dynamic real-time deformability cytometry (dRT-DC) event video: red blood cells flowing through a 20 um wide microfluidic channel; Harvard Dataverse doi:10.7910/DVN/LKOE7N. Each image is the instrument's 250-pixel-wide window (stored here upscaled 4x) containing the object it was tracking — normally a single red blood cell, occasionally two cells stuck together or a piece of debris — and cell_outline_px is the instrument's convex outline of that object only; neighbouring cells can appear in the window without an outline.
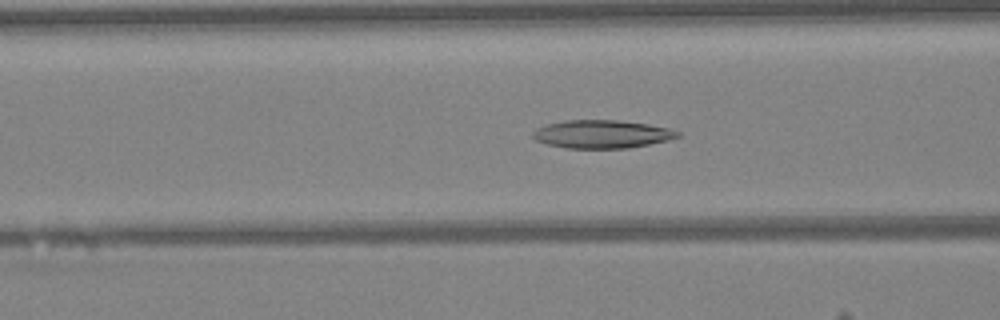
{"species": "Egyptian fruit bat (a non-hibernating species)", "species_latin": "Rousettus aegyptiacus", "temperature_condition": "warm", "stored_images_in_passage": 46, "camera_frame_rate_fps": 3000, "um_per_image_px": 0.085, "animal": {"sex": "female"}, "frame": {"image": 1, "passage_image": 17, "time_ms": 5.333, "image_size_px": [1000, 320], "cell_outline_px": [[680, 136], [668, 140], [628, 148], [564, 148], [548, 144], [536, 140], [532, 136], [532, 132], [536, 128], [544, 124], [564, 120], [620, 120], [648, 124], [668, 128], [680, 132]], "centroid_in_image_um": [51.13, 11.39], "position_along_channel_um": 115.5, "area_um2": 23.81}}
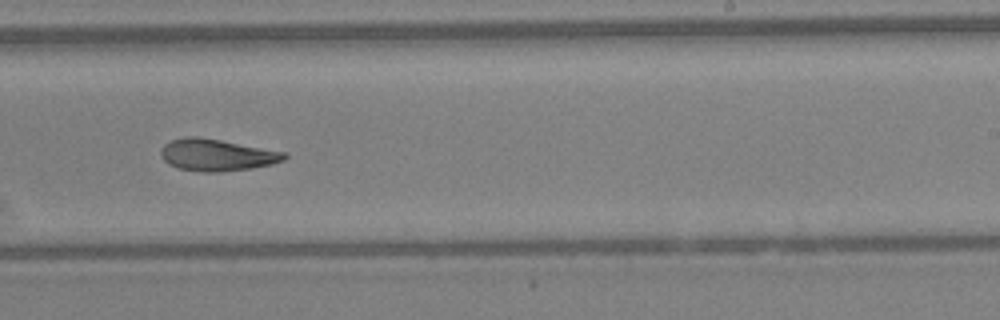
{"frame": {"image": 2, "passage_image": 28, "time_ms": 9.0, "image_size_px": [1000, 320], "cell_outline_px": [[288, 156], [284, 160], [272, 164], [252, 168], [220, 172], [200, 172], [176, 168], [168, 164], [160, 156], [160, 148], [164, 144], [172, 140], [188, 136], [196, 136], [220, 140], [288, 152]], "centroid_in_image_um": [18.42, 13.18], "position_along_channel_um": 270.6, "area_um2": 23.18}}
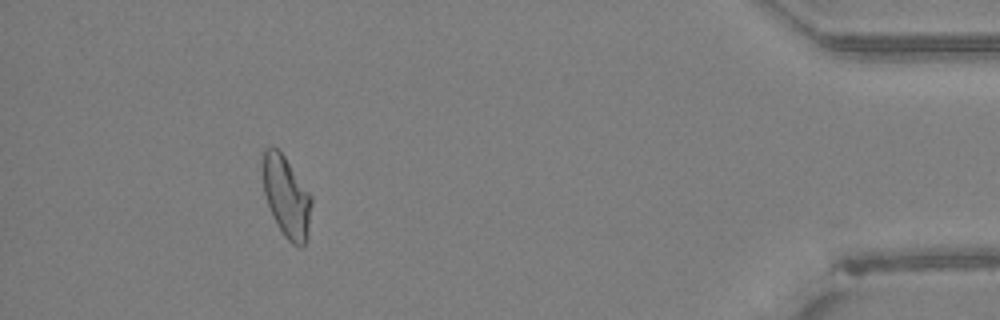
{"frame": {"image": 3, "passage_image": 42, "time_ms": 13.667, "image_size_px": [1000, 320], "cell_outline_px": [[312, 204], [308, 236], [304, 244], [300, 248], [292, 244], [284, 236], [272, 216], [264, 192], [264, 148], [276, 148], [284, 156], [312, 196]], "centroid_in_image_um": [24.39, 16.79], "position_along_channel_um": 410.8, "area_um2": 22.66}, "authors_computed_cell_mechanics": {"area_um2": 23.5246, "velocity_mm_per_s": 4.2589, "shape_relaxation_time_tau1_ms": null, "shape_relaxation_time_tau2_ms": 7.1117, "deformation_change_tau1": null, "deformation_change_tau2": 0.178}}